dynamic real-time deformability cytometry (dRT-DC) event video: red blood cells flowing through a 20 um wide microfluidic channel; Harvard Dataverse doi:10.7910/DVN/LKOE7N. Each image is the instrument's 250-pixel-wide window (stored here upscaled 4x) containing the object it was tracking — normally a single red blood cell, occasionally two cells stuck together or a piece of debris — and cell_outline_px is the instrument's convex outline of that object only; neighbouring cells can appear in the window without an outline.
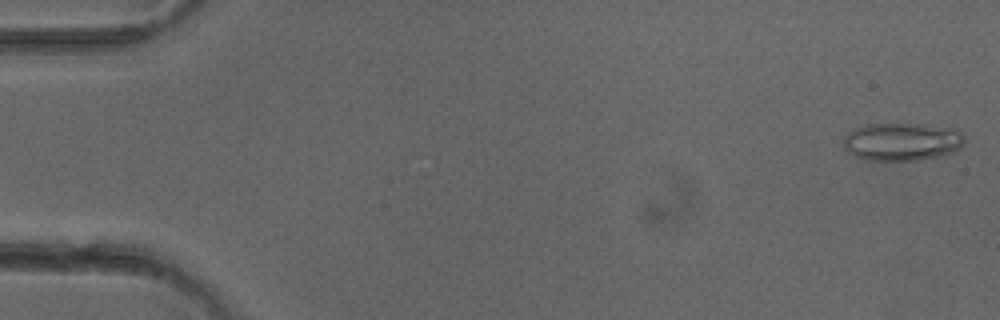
{"species": "common noctule bat (a hibernating species)", "species_latin": "Nyctalus noctula", "temperature_condition": "cold", "stored_images_in_passage": 50, "camera_frame_rate_fps": 3000, "um_per_image_px": 0.085, "animal": {"sex": "female"}, "frame": {"image": 1, "passage_image": 1, "time_ms": 0.0, "image_size_px": [1000, 320], "cell_outline_px": [[964, 144], [960, 148], [952, 152], [940, 156], [920, 160], [864, 160], [856, 156], [844, 148], [844, 136], [852, 128], [868, 124], [924, 124], [960, 132], [964, 136]], "centroid_in_image_um": [76.63, 12.05], "position_along_channel_um": 8.4, "area_um2": 26.59}}
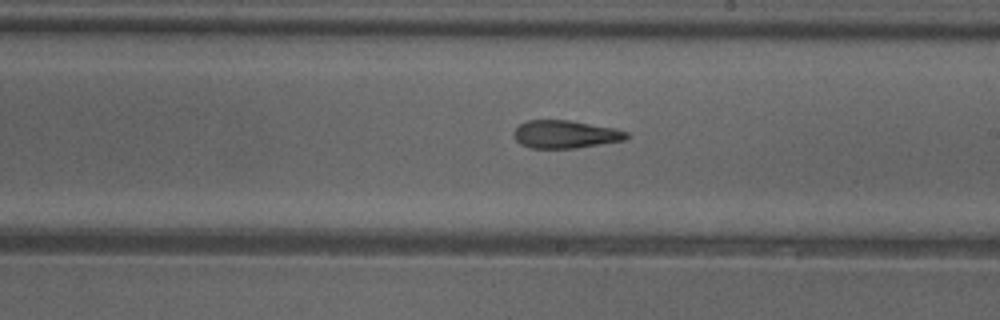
{"frame": {"image": 2, "passage_image": 29, "time_ms": 9.333, "image_size_px": [1000, 320], "cell_outline_px": [[628, 136], [624, 140], [576, 148], [532, 148], [520, 144], [516, 140], [512, 132], [520, 124], [528, 120], [572, 120], [612, 128], [628, 132]], "centroid_in_image_um": [48.01, 11.41], "position_along_channel_um": 241.0, "area_um2": 18.21}}
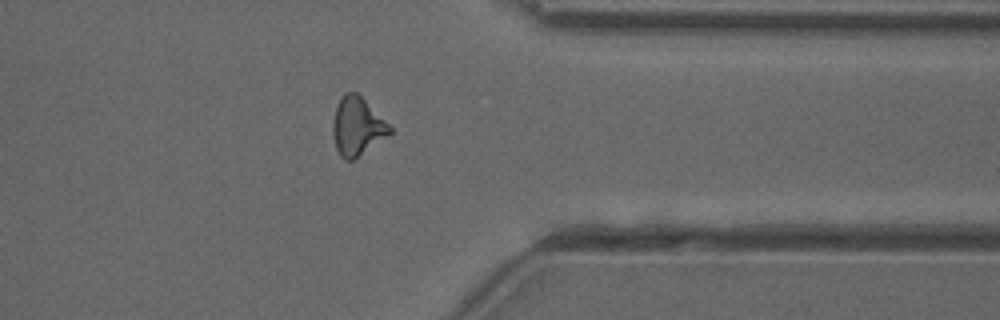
{"frame": {"image": 3, "passage_image": 40, "time_ms": 13.0, "image_size_px": [1000, 320], "cell_outline_px": [[392, 132], [352, 160], [344, 160], [340, 156], [336, 148], [332, 136], [332, 124], [336, 104], [344, 92], [356, 92], [392, 128]], "centroid_in_image_um": [30.3, 10.74], "position_along_channel_um": 381.1, "area_um2": 18.96}, "authors_computed_cell_mechanics": {"area_um2": 18.9584, "velocity_mm_per_s": 4.0571, "shape_relaxation_time_tau1_ms": null, "shape_relaxation_time_tau2_ms": 2.7853, "deformation_change_tau1": null, "deformation_change_tau2": 0.128}}